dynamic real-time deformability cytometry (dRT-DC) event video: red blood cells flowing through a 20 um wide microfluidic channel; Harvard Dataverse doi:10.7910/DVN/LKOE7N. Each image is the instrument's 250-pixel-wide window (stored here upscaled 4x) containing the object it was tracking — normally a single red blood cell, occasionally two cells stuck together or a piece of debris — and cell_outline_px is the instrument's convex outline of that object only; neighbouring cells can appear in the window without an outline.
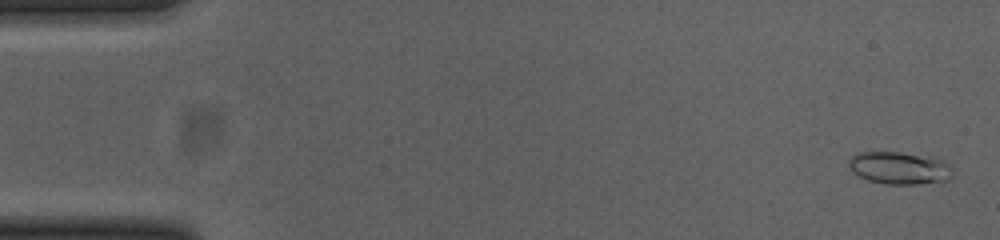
{"species": "common noctule bat (a hibernating species)", "species_latin": "Nyctalus noctula", "temperature_condition": "cold", "stored_images_in_passage": 53, "camera_frame_rate_fps": 3000, "um_per_image_px": 0.085, "animal": {"sex": "female", "body_mass_g": 23.0, "forearm_length_mm": 53.4}, "frame": {"image": 1, "passage_image": 2, "time_ms": 0.333, "image_size_px": [1000, 240], "cell_outline_px": [[952, 172], [948, 180], [916, 184], [888, 184], [868, 180], [852, 172], [848, 164], [848, 160], [856, 152], [900, 152], [932, 156], [944, 160], [948, 164]], "centroid_in_image_um": [76.43, 14.26], "position_along_channel_um": 8.6, "area_um2": 19.71}}
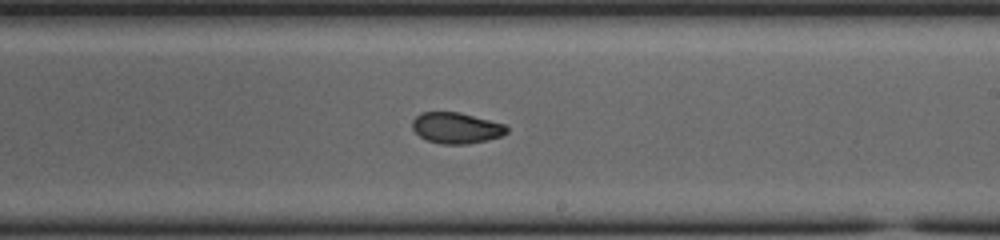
{"frame": {"image": 2, "passage_image": 31, "time_ms": 10.0, "image_size_px": [1000, 240], "cell_outline_px": [[508, 132], [500, 136], [488, 140], [464, 144], [440, 144], [428, 140], [420, 136], [412, 128], [412, 120], [420, 112], [460, 112], [504, 124], [508, 128]], "centroid_in_image_um": [38.77, 10.87], "position_along_channel_um": 250.2, "area_um2": 16.99}}
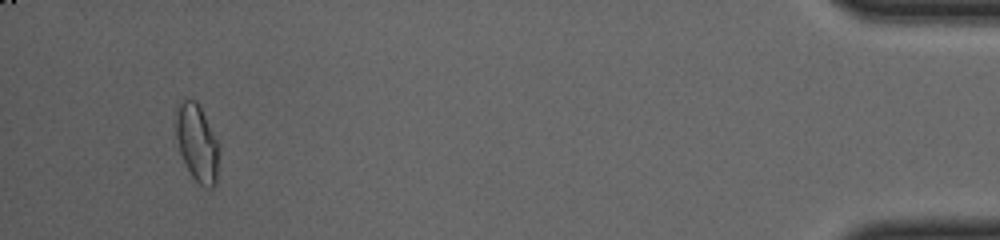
{"frame": {"image": 3, "passage_image": 50, "time_ms": 16.333, "image_size_px": [1000, 240], "cell_outline_px": [[220, 144], [216, 184], [212, 188], [208, 188], [200, 184], [192, 176], [180, 152], [176, 136], [176, 108], [184, 100], [196, 100]], "centroid_in_image_um": [16.78, 12.17], "position_along_channel_um": 418.4, "area_um2": 19.25}, "authors_computed_cell_mechanics": {"area_um2": 17.629, "velocity_mm_per_s": 3.8654, "shape_relaxation_time_tau1_ms": 10.5727, "shape_relaxation_time_tau2_ms": 1.5814, "deformation_change_tau1": 0.1937, "deformation_change_tau2": 0.0532}}